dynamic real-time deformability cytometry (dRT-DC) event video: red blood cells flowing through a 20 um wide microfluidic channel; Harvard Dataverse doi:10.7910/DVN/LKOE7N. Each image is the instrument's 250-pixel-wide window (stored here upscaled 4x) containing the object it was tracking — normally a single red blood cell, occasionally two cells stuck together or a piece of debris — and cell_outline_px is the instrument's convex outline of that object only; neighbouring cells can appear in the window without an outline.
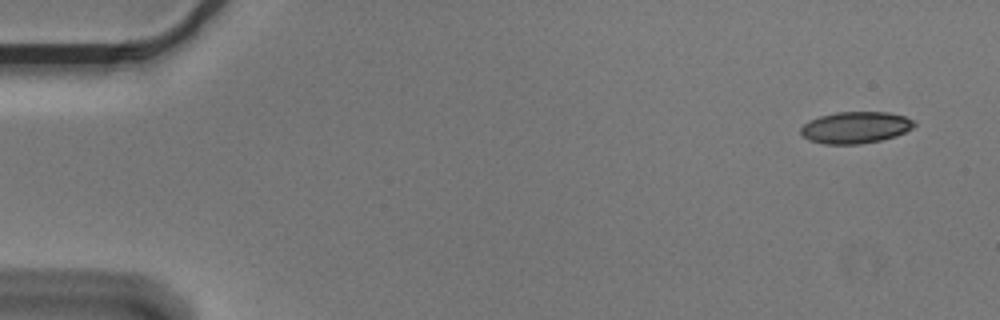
{"species": "Egyptian fruit bat (a non-hibernating species)", "species_latin": "Rousettus aegyptiacus", "temperature_condition": "cold", "stored_images_in_passage": 4, "camera_frame_rate_fps": 3000, "um_per_image_px": 0.085, "animal": {"sex": "male"}, "frame": {"image": 1, "passage_image": 1, "time_ms": 0.0, "image_size_px": [1000, 320], "cell_outline_px": [[916, 124], [912, 128], [896, 136], [880, 140], [860, 144], [824, 144], [808, 140], [800, 132], [800, 128], [808, 120], [820, 116], [836, 112], [888, 112], [904, 116], [912, 120]], "centroid_in_image_um": [72.69, 10.83], "position_along_channel_um": 12.3, "area_um2": 20.92}}